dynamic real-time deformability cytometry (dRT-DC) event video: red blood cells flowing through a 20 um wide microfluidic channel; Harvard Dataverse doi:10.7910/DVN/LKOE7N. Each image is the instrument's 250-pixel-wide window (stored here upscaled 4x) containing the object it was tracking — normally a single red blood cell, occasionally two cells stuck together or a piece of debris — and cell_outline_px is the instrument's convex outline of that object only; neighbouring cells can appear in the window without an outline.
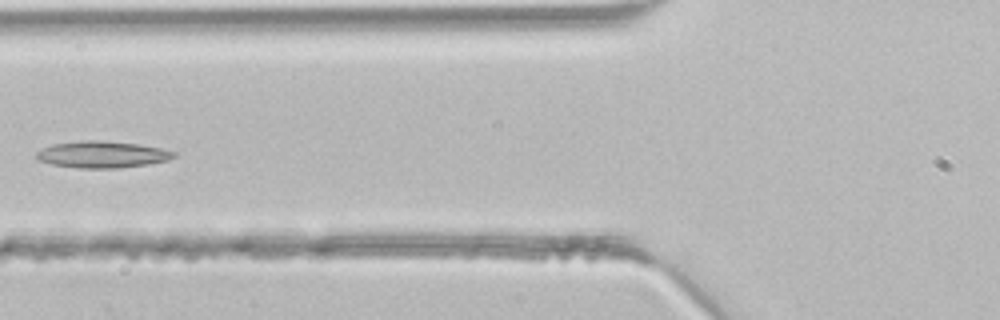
{"species": "common noctule bat (a hibernating species)", "species_latin": "Nyctalus noctula", "temperature_condition": "room temperature", "stored_images_in_passage": 3, "camera_frame_rate_fps": 3000, "um_per_image_px": 0.085, "animal": {"sex": "male", "body_mass_g": 21.5, "forearm_length_mm": 52.0}, "frame": {"image": 1, "passage_image": 3, "time_ms": 0.667, "image_size_px": [1000, 320], "cell_outline_px": [[176, 156], [168, 160], [148, 164], [120, 168], [80, 168], [52, 164], [40, 160], [36, 156], [36, 152], [52, 144], [80, 140], [100, 140], [140, 144], [160, 148], [176, 152]], "centroid_in_image_um": [8.71, 13.12], "position_along_channel_um": 117.1, "area_um2": 21.33}}